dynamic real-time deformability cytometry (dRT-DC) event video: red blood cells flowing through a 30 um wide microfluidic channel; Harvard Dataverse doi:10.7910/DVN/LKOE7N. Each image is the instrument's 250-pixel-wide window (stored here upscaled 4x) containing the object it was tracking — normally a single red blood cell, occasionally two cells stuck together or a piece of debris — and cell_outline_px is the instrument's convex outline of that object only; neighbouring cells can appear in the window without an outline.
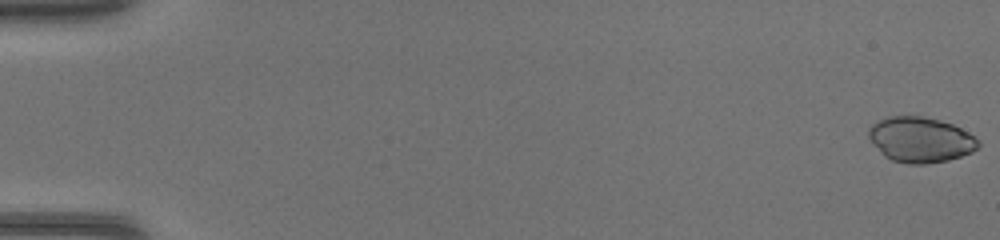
{"species": "common noctule bat (a hibernating species)", "species_latin": "Nyctalus noctula", "temperature_condition": "warm", "stored_images_in_passage": 47, "camera_frame_rate_fps": 3000, "um_per_image_px": 0.085, "animal": {"sex": "female", "body_mass_g": 17.0, "forearm_length_mm": 48.0}, "frame": {"image": 1, "passage_image": 1, "time_ms": 0.0, "image_size_px": [1000, 240], "cell_outline_px": [[980, 144], [972, 152], [948, 160], [924, 164], [908, 164], [892, 160], [884, 156], [868, 136], [868, 128], [872, 124], [888, 116], [920, 116], [940, 120], [952, 124], [968, 132], [980, 140]], "centroid_in_image_um": [78.24, 11.87], "position_along_channel_um": 6.8, "area_um2": 28.84}}
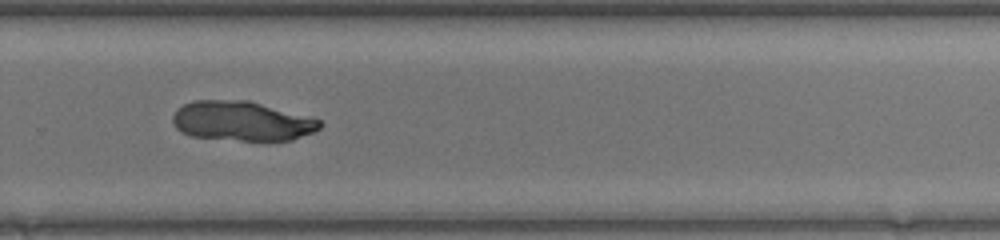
{"frame": {"image": 2, "passage_image": 33, "time_ms": 10.667, "image_size_px": [1000, 240], "cell_outline_px": [[324, 124], [320, 128], [312, 132], [292, 140], [264, 144], [192, 136], [180, 132], [176, 128], [172, 120], [172, 116], [176, 108], [192, 100], [248, 100], [320, 120]], "centroid_in_image_um": [20.54, 10.34], "position_along_channel_um": 309.3, "area_um2": 34.85}}
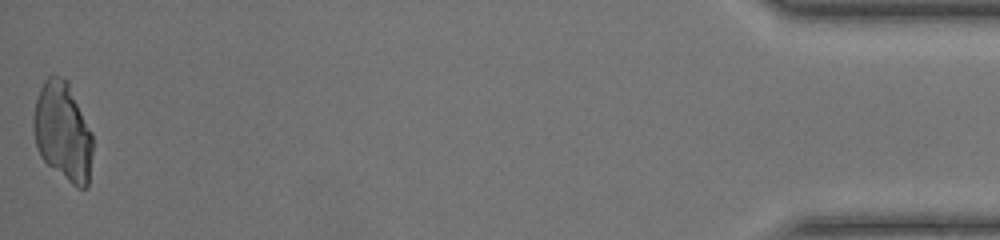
{"frame": {"image": 3, "passage_image": 47, "time_ms": 15.333, "image_size_px": [1000, 240], "cell_outline_px": [[92, 152], [88, 188], [80, 188], [72, 184], [48, 164], [40, 156], [36, 144], [32, 128], [32, 116], [36, 100], [40, 88], [44, 80], [48, 76], [60, 76], [68, 80], [92, 132]], "centroid_in_image_um": [5.33, 11.16], "position_along_channel_um": 429.9, "area_um2": 34.22}}